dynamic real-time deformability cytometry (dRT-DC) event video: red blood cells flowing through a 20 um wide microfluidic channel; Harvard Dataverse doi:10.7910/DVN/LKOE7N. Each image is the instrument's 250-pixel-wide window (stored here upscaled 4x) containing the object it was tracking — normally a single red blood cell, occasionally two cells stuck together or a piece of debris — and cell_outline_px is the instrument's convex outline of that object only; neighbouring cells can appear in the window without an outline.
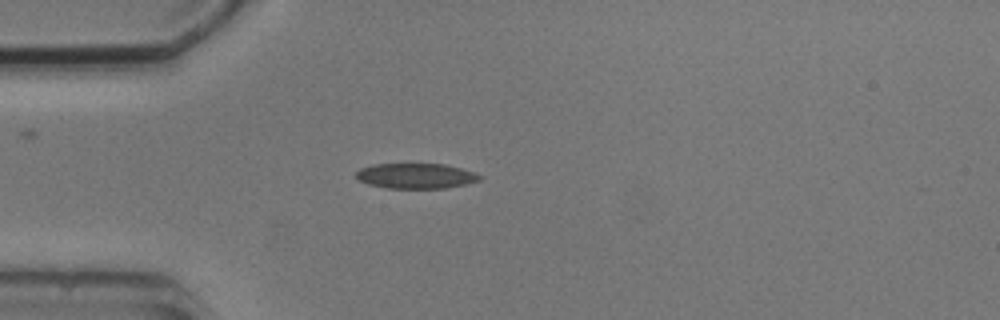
{"species": "common noctule bat (a hibernating species)", "species_latin": "Nyctalus noctula", "temperature_condition": "cold", "stored_images_in_passage": 1, "camera_frame_rate_fps": 3000, "um_per_image_px": 0.085, "animal": {"sex": "male", "body_mass_g": 20.5, "forearm_length_mm": 52.5}, "frame": {"image": 1, "passage_image": 1, "time_ms": 0.0, "image_size_px": [1000, 320], "cell_outline_px": [[480, 180], [464, 184], [444, 188], [388, 188], [368, 184], [360, 180], [356, 176], [356, 172], [360, 168], [372, 164], [444, 164], [460, 168], [472, 172], [480, 176]], "centroid_in_image_um": [35.3, 14.95], "position_along_channel_um": 49.7, "area_um2": 17.92}}